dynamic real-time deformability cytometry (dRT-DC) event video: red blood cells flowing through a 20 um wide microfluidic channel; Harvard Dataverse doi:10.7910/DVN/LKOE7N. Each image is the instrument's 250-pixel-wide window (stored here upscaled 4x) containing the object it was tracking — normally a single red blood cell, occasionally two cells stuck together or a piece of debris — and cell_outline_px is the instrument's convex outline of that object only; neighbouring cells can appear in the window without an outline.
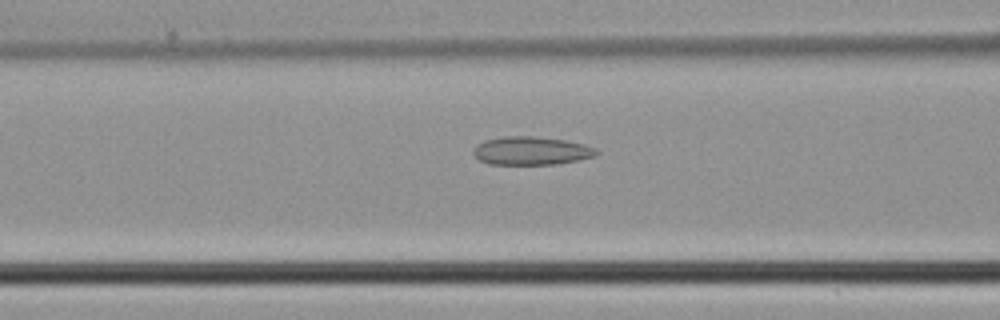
{"species": "common noctule bat (a hibernating species)", "species_latin": "Nyctalus noctula", "temperature_condition": "cold", "stored_images_in_passage": 45, "camera_frame_rate_fps": 3000, "um_per_image_px": 0.085, "animal": {"sex": "male", "body_mass_g": 21.5, "forearm_length_mm": 52.0}, "frame": {"image": 1, "passage_image": 18, "time_ms": 5.667, "image_size_px": [1000, 320], "cell_outline_px": [[600, 152], [596, 156], [580, 160], [556, 164], [488, 164], [480, 160], [472, 152], [476, 144], [484, 140], [504, 136], [532, 136], [564, 140], [584, 144], [596, 148]], "centroid_in_image_um": [45.17, 12.81], "position_along_channel_um": 121.4, "area_um2": 20.4}}
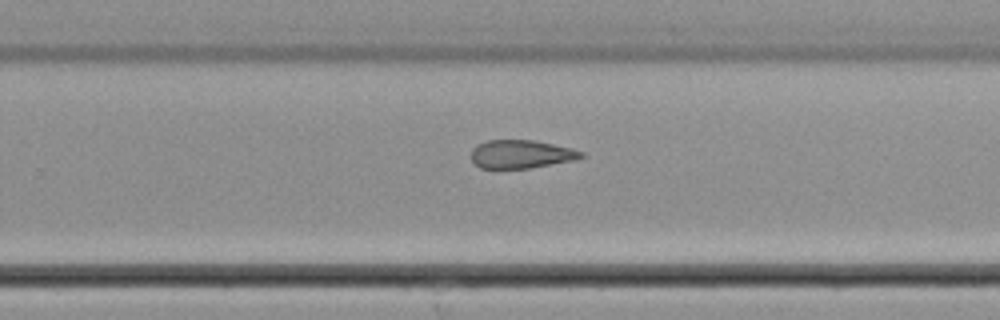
{"frame": {"image": 2, "passage_image": 29, "time_ms": 9.333, "image_size_px": [1000, 320], "cell_outline_px": [[584, 156], [576, 160], [528, 168], [480, 168], [472, 160], [472, 148], [476, 144], [488, 140], [532, 140], [572, 148], [584, 152]], "centroid_in_image_um": [44.3, 13.1], "position_along_channel_um": 285.5, "area_um2": 18.09}}
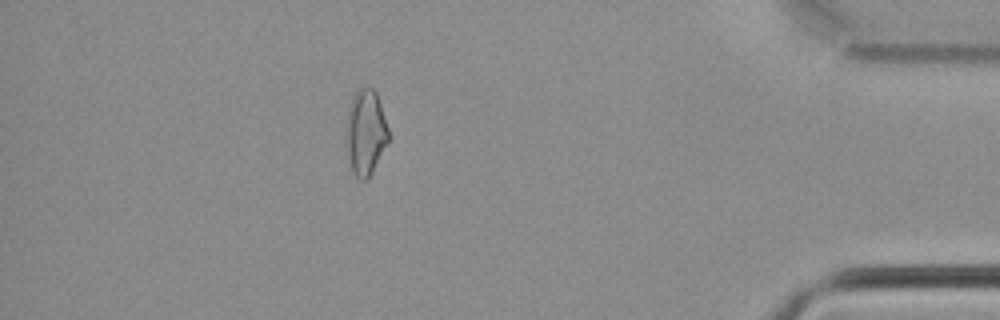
{"frame": {"image": 3, "passage_image": 40, "time_ms": 13.0, "image_size_px": [1000, 320], "cell_outline_px": [[388, 140], [368, 180], [360, 180], [352, 172], [348, 156], [344, 128], [352, 96], [360, 88], [372, 88], [376, 92], [388, 128]], "centroid_in_image_um": [31.04, 11.26], "position_along_channel_um": 404.2, "area_um2": 20.98}}